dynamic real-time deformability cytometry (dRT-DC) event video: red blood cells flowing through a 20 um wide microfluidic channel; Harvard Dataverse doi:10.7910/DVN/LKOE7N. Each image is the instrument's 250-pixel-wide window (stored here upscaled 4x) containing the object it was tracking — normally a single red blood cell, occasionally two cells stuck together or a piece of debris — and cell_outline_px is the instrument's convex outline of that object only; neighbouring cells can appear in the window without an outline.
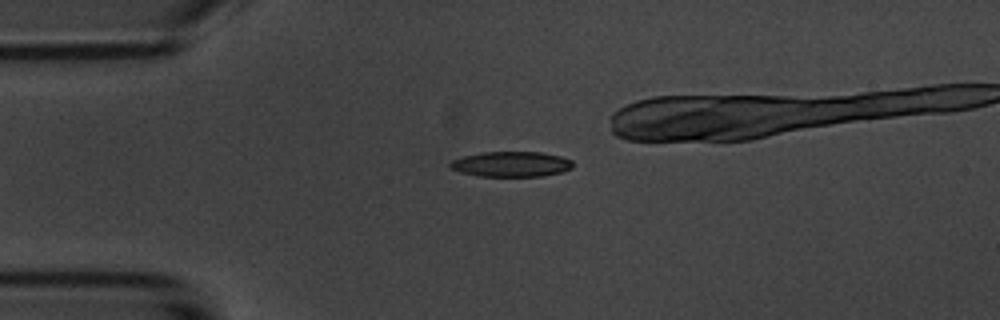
{"species": "common noctule bat (a hibernating species)", "species_latin": "Nyctalus noctula", "temperature_condition": "room temperature", "stored_images_in_passage": 32, "camera_frame_rate_fps": 3000, "um_per_image_px": 0.085, "animal": {"sex": "male", "body_mass_g": 20.1, "forearm_length_mm": 53.5}, "frame": {"image": 1, "passage_image": 1, "time_ms": 0.0, "image_size_px": [1000, 320], "cell_outline_px": [[572, 168], [560, 172], [544, 176], [476, 176], [460, 172], [452, 168], [448, 164], [452, 160], [464, 156], [484, 152], [540, 152], [560, 156], [572, 160]], "centroid_in_image_um": [43.45, 13.95], "position_along_channel_um": 41.6, "area_um2": 17.98}}
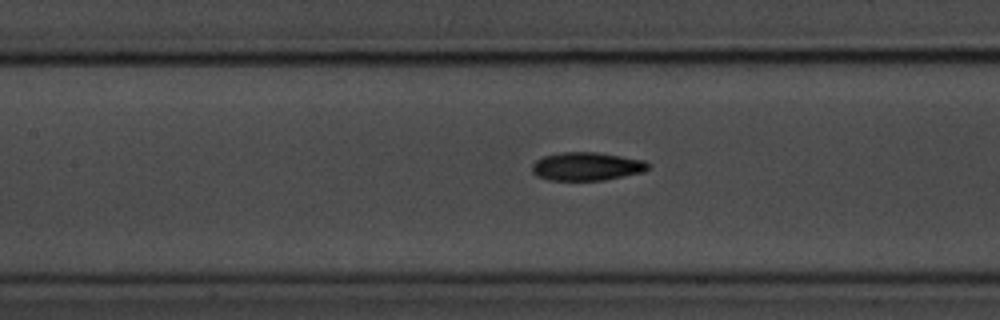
{"frame": {"image": 2, "passage_image": 12, "time_ms": 3.667, "image_size_px": [1000, 320], "cell_outline_px": [[648, 168], [644, 172], [604, 180], [548, 180], [536, 176], [532, 172], [532, 164], [536, 160], [544, 156], [564, 152], [596, 152], [644, 160], [648, 164]], "centroid_in_image_um": [49.84, 14.15], "position_along_channel_um": 157.6, "area_um2": 19.07}}
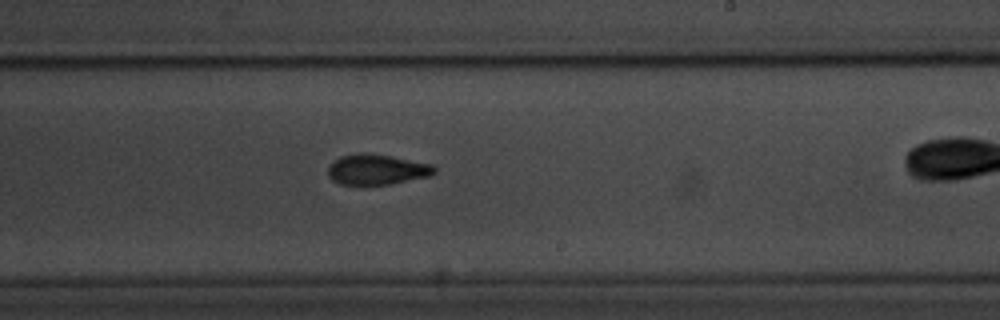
{"frame": {"image": 3, "passage_image": 20, "time_ms": 6.333, "image_size_px": [1000, 320], "cell_outline_px": [[436, 172], [428, 176], [388, 184], [340, 184], [332, 180], [328, 176], [328, 168], [340, 156], [356, 152], [364, 152], [392, 156], [432, 164], [436, 168]], "centroid_in_image_um": [32.02, 14.39], "position_along_channel_um": 257.0, "area_um2": 18.73}}